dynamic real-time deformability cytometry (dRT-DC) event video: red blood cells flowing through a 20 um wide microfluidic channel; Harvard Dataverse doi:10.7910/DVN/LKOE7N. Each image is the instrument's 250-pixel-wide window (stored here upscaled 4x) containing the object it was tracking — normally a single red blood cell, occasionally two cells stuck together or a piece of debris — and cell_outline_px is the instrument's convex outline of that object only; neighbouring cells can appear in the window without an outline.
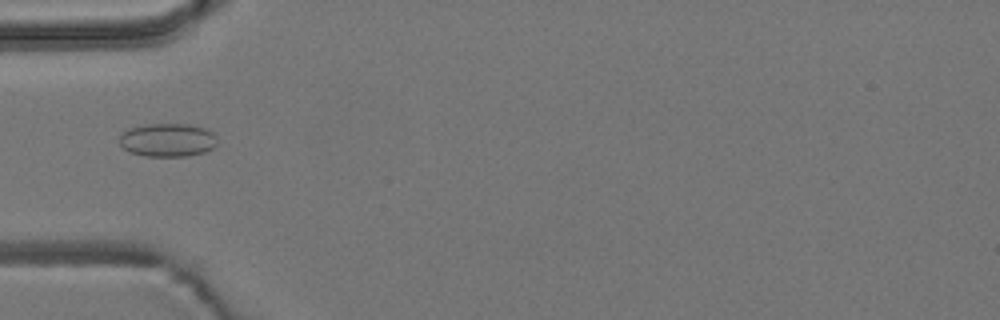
{"species": "common noctule bat (a hibernating species)", "species_latin": "Nyctalus noctula", "temperature_condition": "room temperature", "stored_images_in_passage": 6, "camera_frame_rate_fps": 3000, "um_per_image_px": 0.085, "animal": {"sex": "male", "body_mass_g": 19.2, "forearm_length_mm": 51.8}, "frame": {"image": 1, "passage_image": 6, "time_ms": 1.667, "image_size_px": [1000, 320], "cell_outline_px": [[216, 144], [212, 148], [204, 152], [188, 156], [144, 156], [128, 152], [120, 144], [120, 132], [128, 128], [148, 124], [192, 124], [204, 128], [212, 132], [216, 136]], "centroid_in_image_um": [14.22, 11.9], "position_along_channel_um": 70.8, "area_um2": 19.19}}